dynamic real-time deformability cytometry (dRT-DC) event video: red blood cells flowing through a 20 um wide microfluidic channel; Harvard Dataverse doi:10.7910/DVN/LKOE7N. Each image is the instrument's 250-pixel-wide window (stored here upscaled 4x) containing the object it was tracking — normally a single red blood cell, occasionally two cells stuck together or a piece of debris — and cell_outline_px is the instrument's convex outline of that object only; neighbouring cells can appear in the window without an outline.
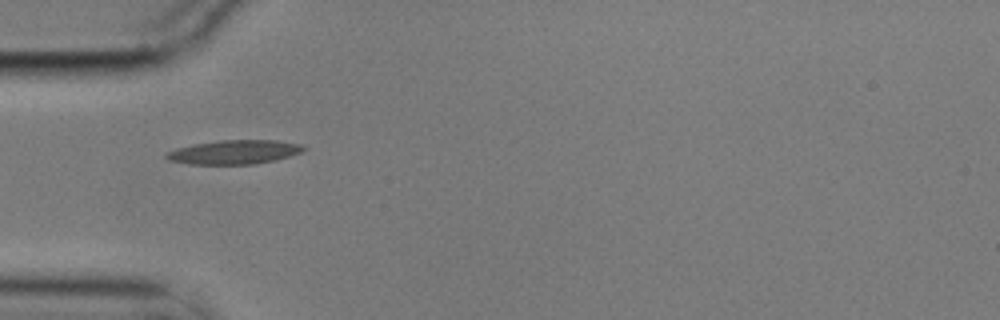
{"species": "common noctule bat (a hibernating species)", "species_latin": "Nyctalus noctula", "temperature_condition": "cold", "stored_images_in_passage": 2, "camera_frame_rate_fps": 3000, "um_per_image_px": 0.085, "animal": {"sex": "male", "body_mass_g": 17.9}, "frame": {"image": 1, "passage_image": 1, "time_ms": 0.0, "image_size_px": [1000, 320], "cell_outline_px": [[308, 148], [300, 152], [276, 160], [256, 164], [188, 164], [168, 160], [164, 156], [168, 152], [176, 148], [192, 144], [220, 140], [276, 140], [300, 144]], "centroid_in_image_um": [19.9, 12.92], "position_along_channel_um": 65.1, "area_um2": 19.25}}
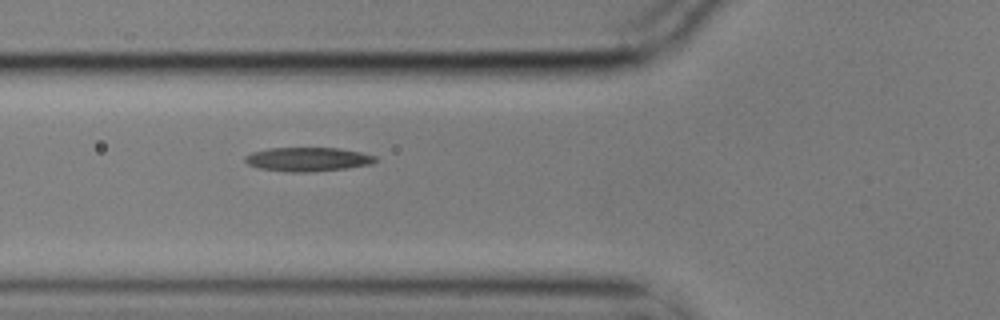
{"frame": {"image": 2, "passage_image": 2, "time_ms": 0.333, "image_size_px": [1000, 320], "cell_outline_px": [[380, 160], [372, 164], [344, 168], [308, 172], [288, 172], [260, 168], [248, 164], [244, 160], [244, 156], [252, 152], [268, 148], [340, 148], [360, 152], [376, 156]], "centroid_in_image_um": [26.17, 13.53], "position_along_channel_um": 99.6, "area_um2": 18.21}}